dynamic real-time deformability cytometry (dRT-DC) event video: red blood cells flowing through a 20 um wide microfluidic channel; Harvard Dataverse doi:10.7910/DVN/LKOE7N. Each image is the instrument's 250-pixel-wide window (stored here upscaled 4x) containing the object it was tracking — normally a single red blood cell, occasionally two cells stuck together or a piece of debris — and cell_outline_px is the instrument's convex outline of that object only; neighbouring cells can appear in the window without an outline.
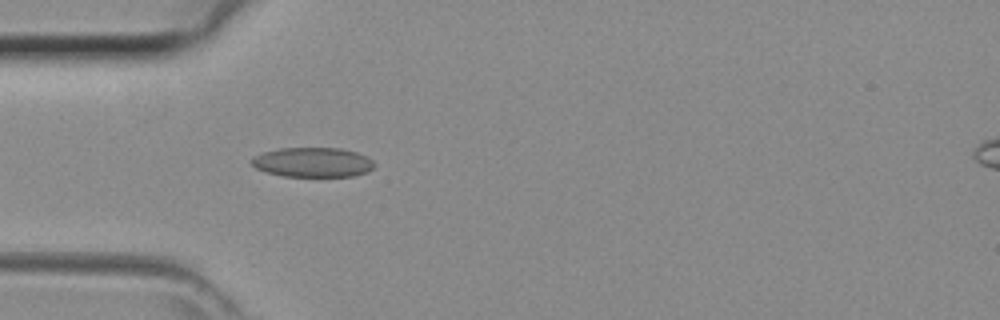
{"species": "common noctule bat (a hibernating species)", "species_latin": "Nyctalus noctula", "temperature_condition": "room temperature", "stored_images_in_passage": 36, "camera_frame_rate_fps": 3000, "um_per_image_px": 0.085, "animal": {"sex": "female", "body_mass_g": 29.2, "forearm_length_mm": 56.3}, "frame": {"image": 1, "passage_image": 6, "time_ms": 1.667, "image_size_px": [1000, 320], "cell_outline_px": [[376, 164], [368, 172], [352, 176], [284, 176], [268, 172], [256, 168], [248, 160], [252, 156], [264, 152], [280, 148], [340, 148], [356, 152], [368, 156]], "centroid_in_image_um": [26.59, 13.79], "position_along_channel_um": 58.4, "area_um2": 21.27}}
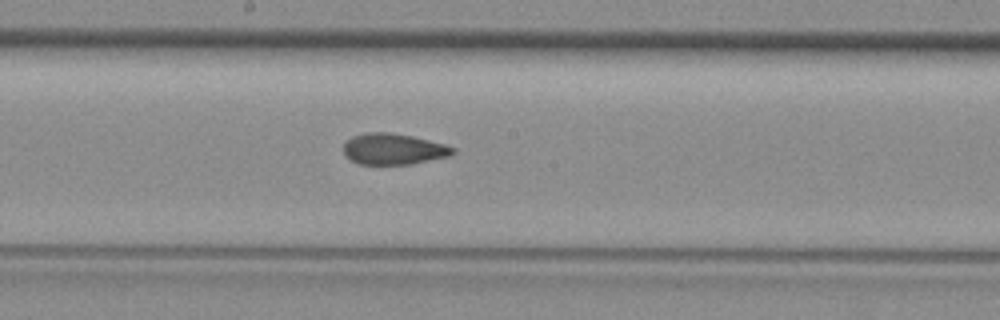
{"frame": {"image": 2, "passage_image": 16, "time_ms": 5.0, "image_size_px": [1000, 320], "cell_outline_px": [[456, 152], [452, 156], [412, 164], [360, 164], [352, 160], [344, 152], [344, 144], [352, 136], [368, 132], [388, 132], [412, 136], [444, 144], [456, 148]], "centroid_in_image_um": [33.5, 12.67], "position_along_channel_um": 214.7, "area_um2": 19.77}}
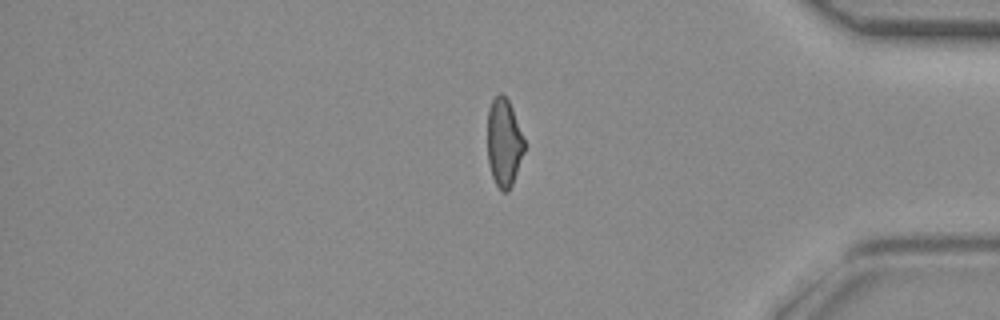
{"frame": {"image": 3, "passage_image": 29, "time_ms": 9.333, "image_size_px": [1000, 320], "cell_outline_px": [[524, 152], [512, 184], [508, 192], [504, 192], [496, 184], [492, 176], [488, 164], [488, 108], [492, 100], [500, 92], [508, 100], [512, 108], [524, 140]], "centroid_in_image_um": [42.82, 12.12], "position_along_channel_um": 392.4, "area_um2": 18.67}}